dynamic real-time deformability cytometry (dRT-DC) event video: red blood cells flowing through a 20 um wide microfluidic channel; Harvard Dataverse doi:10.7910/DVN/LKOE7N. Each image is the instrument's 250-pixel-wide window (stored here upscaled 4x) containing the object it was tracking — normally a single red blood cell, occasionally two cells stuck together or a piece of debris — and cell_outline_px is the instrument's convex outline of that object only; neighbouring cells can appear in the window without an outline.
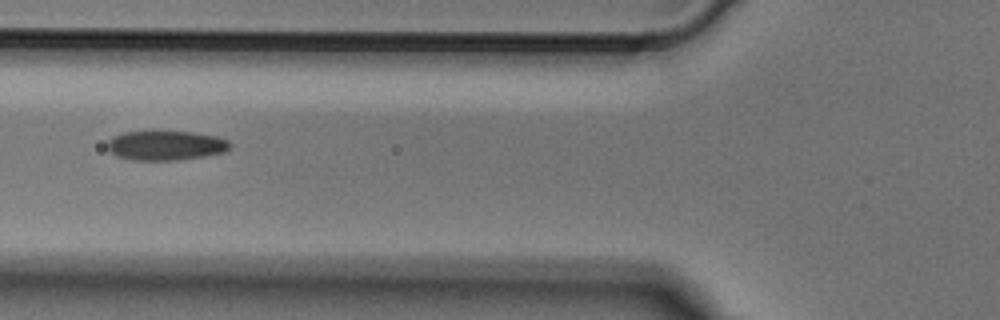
{"species": "Egyptian fruit bat (a non-hibernating species)", "species_latin": "Rousettus aegyptiacus", "temperature_condition": "cold", "stored_images_in_passage": 5, "camera_frame_rate_fps": 3000, "um_per_image_px": 0.085, "animal": {"sex": "male"}, "frame": {"image": 1, "passage_image": 5, "time_ms": 1.333, "image_size_px": [1000, 320], "cell_outline_px": [[232, 144], [224, 152], [204, 156], [176, 160], [132, 160], [116, 156], [108, 148], [108, 140], [124, 132], [192, 132], [216, 136], [228, 140]], "centroid_in_image_um": [14.11, 12.37], "position_along_channel_um": 111.7, "area_um2": 20.81}}